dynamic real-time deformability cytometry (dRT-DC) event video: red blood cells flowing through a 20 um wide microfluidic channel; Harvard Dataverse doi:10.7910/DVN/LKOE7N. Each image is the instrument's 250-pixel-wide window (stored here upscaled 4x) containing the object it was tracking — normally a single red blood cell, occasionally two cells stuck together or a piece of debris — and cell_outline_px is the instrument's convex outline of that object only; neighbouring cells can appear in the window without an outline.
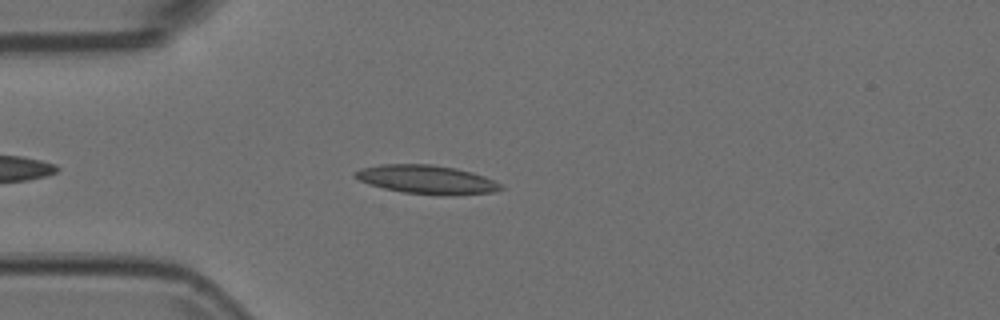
{"species": "Egyptian fruit bat (a non-hibernating species)", "species_latin": "Rousettus aegyptiacus", "temperature_condition": "room temperature", "stored_images_in_passage": 44, "camera_frame_rate_fps": 3000, "um_per_image_px": 0.085, "animal": {"sex": "female"}, "frame": {"image": 1, "passage_image": 7, "time_ms": 2.0, "image_size_px": [1000, 320], "cell_outline_px": [[504, 188], [496, 192], [448, 196], [440, 196], [404, 192], [384, 188], [368, 184], [352, 176], [352, 172], [360, 168], [380, 164], [432, 164], [456, 168], [472, 172], [484, 176], [500, 184]], "centroid_in_image_um": [36.25, 15.26], "position_along_channel_um": 48.7, "area_um2": 24.68}}
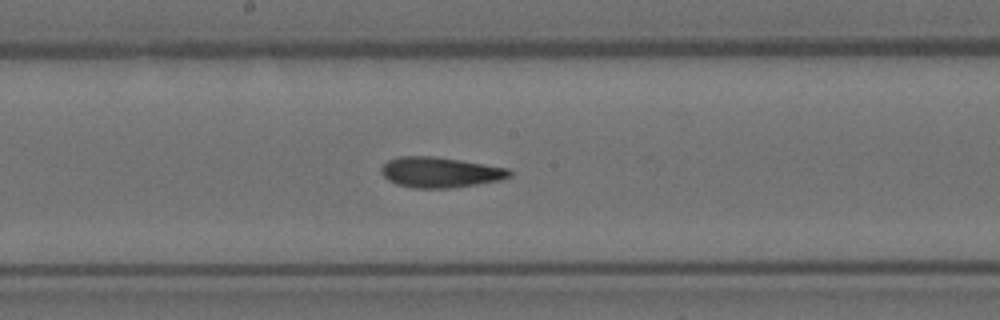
{"frame": {"image": 2, "passage_image": 21, "time_ms": 6.667, "image_size_px": [1000, 320], "cell_outline_px": [[512, 176], [500, 180], [452, 188], [412, 188], [396, 184], [388, 180], [380, 172], [380, 168], [388, 160], [400, 156], [436, 156], [508, 168], [512, 172]], "centroid_in_image_um": [37.39, 14.64], "position_along_channel_um": 210.8, "area_um2": 22.83}}
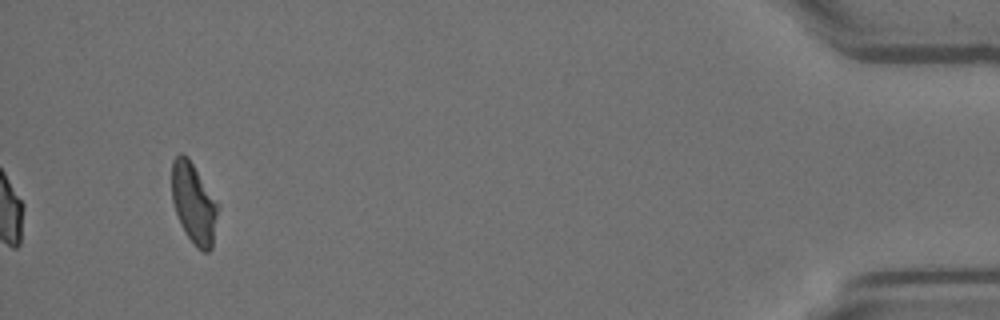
{"frame": {"image": 3, "passage_image": 44, "time_ms": 14.333, "image_size_px": [1000, 320], "cell_outline_px": [[220, 204], [212, 248], [208, 252], [204, 252], [196, 248], [180, 224], [172, 200], [172, 160], [180, 152], [188, 156]], "centroid_in_image_um": [16.5, 17.27], "position_along_channel_um": 418.7, "area_um2": 22.02}}